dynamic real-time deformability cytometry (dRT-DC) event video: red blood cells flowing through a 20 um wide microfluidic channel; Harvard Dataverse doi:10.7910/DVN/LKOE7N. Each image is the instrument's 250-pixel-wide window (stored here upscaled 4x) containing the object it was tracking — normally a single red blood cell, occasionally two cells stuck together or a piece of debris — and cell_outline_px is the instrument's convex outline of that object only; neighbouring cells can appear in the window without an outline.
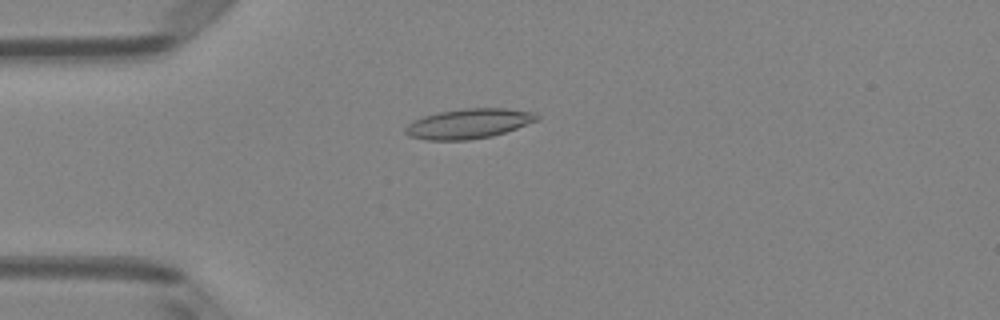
{"species": "Egyptian fruit bat (a non-hibernating species)", "species_latin": "Rousettus aegyptiacus", "temperature_condition": "room temperature", "stored_images_in_passage": 50, "camera_frame_rate_fps": 3000, "um_per_image_px": 0.085, "animal": {"sex": "female"}, "frame": {"image": 1, "passage_image": 13, "time_ms": 4.0, "image_size_px": [1000, 320], "cell_outline_px": [[540, 120], [492, 136], [468, 140], [424, 140], [408, 136], [404, 132], [404, 128], [408, 124], [424, 116], [440, 112], [464, 108], [504, 108], [536, 112], [540, 116]], "centroid_in_image_um": [39.86, 10.51], "position_along_channel_um": 45.1, "area_um2": 22.95}}
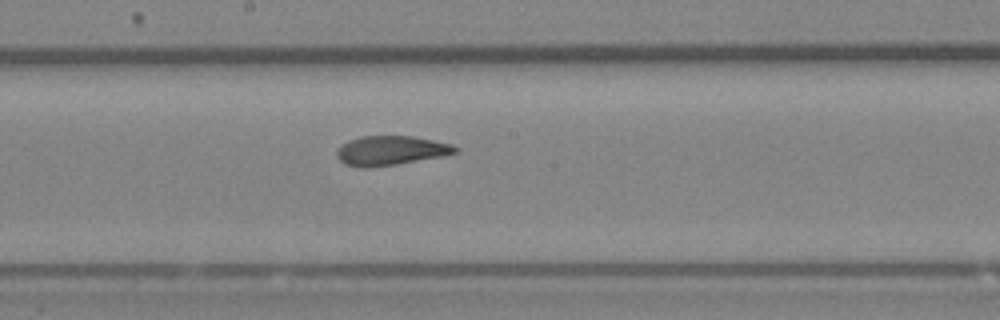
{"frame": {"image": 2, "passage_image": 27, "time_ms": 8.667, "image_size_px": [1000, 320], "cell_outline_px": [[460, 148], [456, 152], [444, 156], [396, 164], [368, 168], [360, 168], [344, 164], [336, 156], [336, 152], [340, 144], [348, 140], [360, 136], [412, 136], [452, 144]], "centroid_in_image_um": [33.18, 12.8], "position_along_channel_um": 215.0, "area_um2": 20.46}}
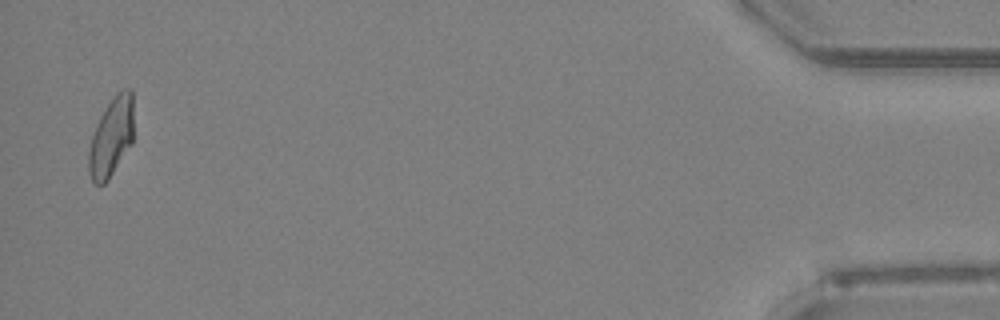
{"frame": {"image": 3, "passage_image": 49, "time_ms": 16.0, "image_size_px": [1000, 320], "cell_outline_px": [[132, 144], [108, 180], [104, 184], [96, 184], [92, 180], [88, 172], [88, 152], [92, 136], [96, 124], [100, 116], [108, 104], [124, 88], [132, 88]], "centroid_in_image_um": [9.45, 11.7], "position_along_channel_um": 425.8, "area_um2": 20.4}, "authors_computed_cell_mechanics": {"area_um2": 21.0392, "velocity_mm_per_s": 4.0539, "shape_relaxation_time_tau1_ms": null, "shape_relaxation_time_tau2_ms": 1.8643, "deformation_change_tau1": null, "deformation_change_tau2": 0.0839}}